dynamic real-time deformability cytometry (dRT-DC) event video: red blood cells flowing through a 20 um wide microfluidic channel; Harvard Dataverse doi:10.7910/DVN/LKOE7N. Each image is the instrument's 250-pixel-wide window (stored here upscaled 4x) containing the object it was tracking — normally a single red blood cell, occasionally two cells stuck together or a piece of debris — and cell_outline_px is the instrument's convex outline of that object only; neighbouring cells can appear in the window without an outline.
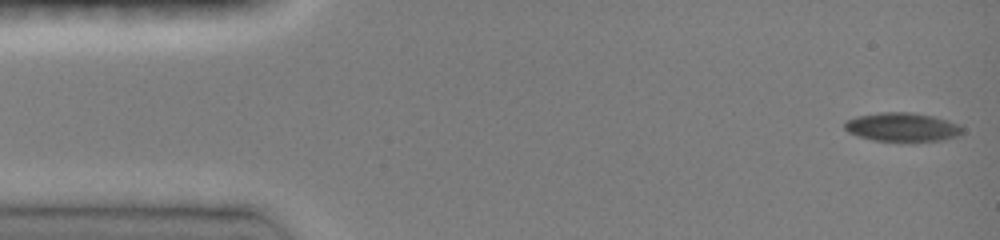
{"species": "common noctule bat (a hibernating species)", "species_latin": "Nyctalus noctula", "temperature_condition": "room temperature", "stored_images_in_passage": 47, "camera_frame_rate_fps": 3000, "um_per_image_px": 0.085, "animal": {"sex": "female", "body_mass_g": 19.0, "forearm_length_mm": 51.5}, "frame": {"image": 1, "passage_image": 1, "time_ms": 0.0, "image_size_px": [1000, 240], "cell_outline_px": [[964, 128], [960, 136], [944, 140], [900, 144], [872, 140], [856, 136], [848, 132], [844, 128], [844, 120], [856, 116], [880, 112], [912, 112], [932, 116], [948, 120]], "centroid_in_image_um": [76.67, 10.85], "position_along_channel_um": 8.3, "area_um2": 20.75}}
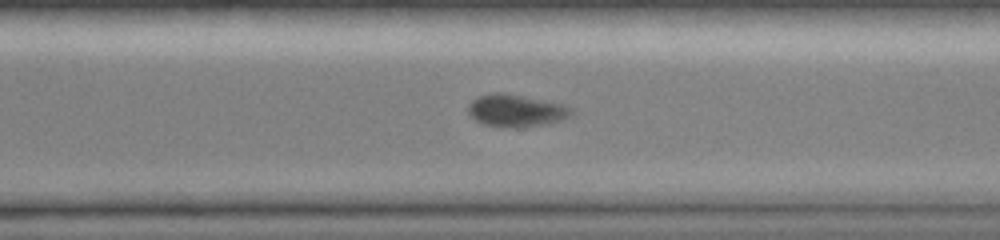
{"frame": {"image": 2, "passage_image": 33, "time_ms": 10.667, "image_size_px": [1000, 240], "cell_outline_px": [[572, 112], [568, 116], [552, 124], [484, 124], [476, 120], [468, 112], [468, 104], [472, 100], [480, 96], [492, 92], [504, 92], [564, 104], [572, 108]], "centroid_in_image_um": [43.87, 9.33], "position_along_channel_um": 326.7, "area_um2": 18.5}}
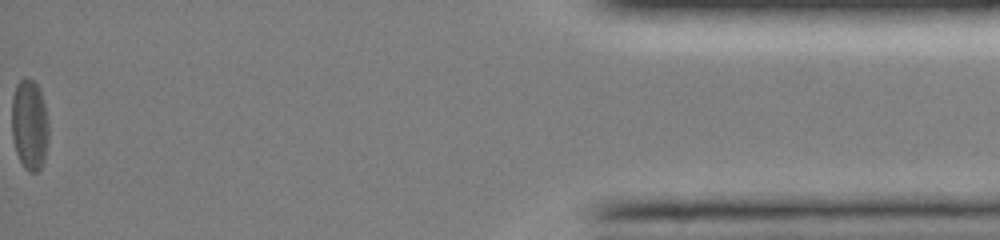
{"frame": {"image": 3, "passage_image": 47, "time_ms": 15.333, "image_size_px": [1000, 240], "cell_outline_px": [[48, 136], [44, 160], [40, 168], [36, 172], [28, 172], [24, 168], [16, 152], [12, 136], [12, 96], [16, 84], [24, 76], [28, 76], [40, 88], [44, 104], [48, 124]], "centroid_in_image_um": [2.5, 10.57], "position_along_channel_um": 432.7, "area_um2": 19.59}, "authors_computed_cell_mechanics": {"area_um2": 19.7676, "velocity_mm_per_s": 4.0723, "shape_relaxation_time_tau1_ms": 9.1299, "shape_relaxation_time_tau2_ms": 1.9563, "deformation_change_tau1": 0.1696, "deformation_change_tau2": 0.0427}}